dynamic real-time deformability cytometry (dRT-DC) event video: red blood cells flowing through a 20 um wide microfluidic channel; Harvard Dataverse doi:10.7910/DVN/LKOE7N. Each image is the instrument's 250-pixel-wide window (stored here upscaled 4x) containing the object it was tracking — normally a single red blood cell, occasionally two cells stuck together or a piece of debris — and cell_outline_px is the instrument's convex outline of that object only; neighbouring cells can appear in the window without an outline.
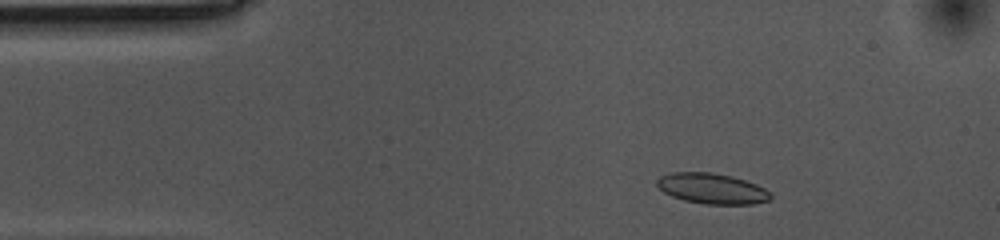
{"species": "common noctule bat (a hibernating species)", "species_latin": "Nyctalus noctula", "temperature_condition": "cold", "stored_images_in_passage": 42, "camera_frame_rate_fps": 3000, "um_per_image_px": 0.085, "animal": {"sex": "female", "body_mass_g": 10.0, "forearm_length_mm": 53.1}, "frame": {"image": 1, "passage_image": 5, "time_ms": 1.333, "image_size_px": [1000, 240], "cell_outline_px": [[772, 196], [768, 200], [752, 204], [704, 204], [684, 200], [672, 196], [664, 192], [656, 184], [656, 180], [660, 176], [672, 172], [712, 172], [732, 176], [756, 184], [764, 188]], "centroid_in_image_um": [60.49, 16.02], "position_along_channel_um": 24.5, "area_um2": 20.11}}
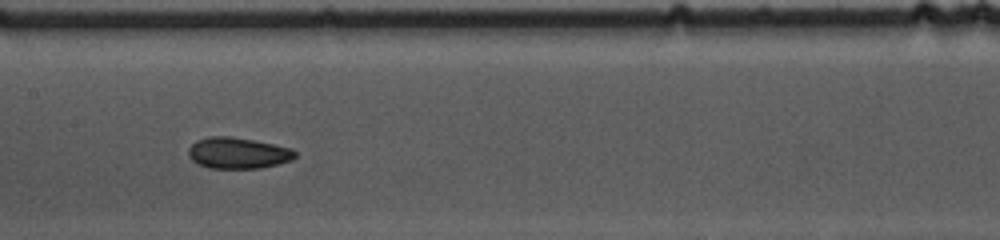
{"frame": {"image": 2, "passage_image": 23, "time_ms": 7.333, "image_size_px": [1000, 240], "cell_outline_px": [[296, 156], [292, 160], [260, 168], [208, 168], [192, 160], [188, 156], [188, 148], [196, 140], [208, 136], [228, 136], [252, 140], [292, 148], [296, 152]], "centroid_in_image_um": [20.2, 13.0], "position_along_channel_um": 187.2, "area_um2": 19.31}}
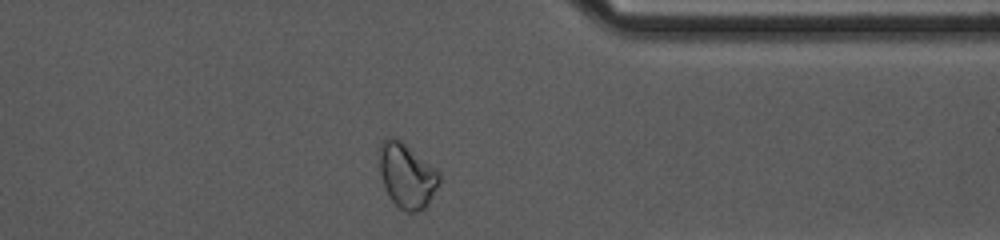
{"frame": {"image": 3, "passage_image": 40, "time_ms": 13.0, "image_size_px": [1000, 240], "cell_outline_px": [[440, 184], [428, 204], [424, 208], [416, 212], [408, 212], [400, 208], [388, 196], [380, 172], [380, 144], [384, 136], [396, 136], [436, 168], [440, 172]], "centroid_in_image_um": [34.6, 14.89], "position_along_channel_um": 376.8, "area_um2": 22.77}, "authors_computed_cell_mechanics": {"area_um2": 19.6809, "velocity_mm_per_s": 3.5356, "shape_relaxation_time_tau1_ms": 5.5897, "shape_relaxation_time_tau2_ms": 3.8432, "deformation_change_tau1": 0.1065, "deformation_change_tau2": 0.0806}}